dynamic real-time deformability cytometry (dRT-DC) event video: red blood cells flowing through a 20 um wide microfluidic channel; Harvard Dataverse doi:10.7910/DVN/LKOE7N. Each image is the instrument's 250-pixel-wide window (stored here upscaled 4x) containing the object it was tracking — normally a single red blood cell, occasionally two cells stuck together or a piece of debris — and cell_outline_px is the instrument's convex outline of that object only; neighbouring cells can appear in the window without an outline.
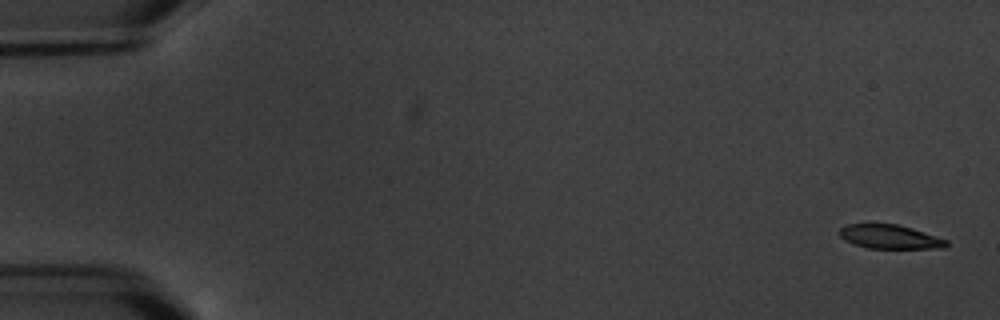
{"species": "common noctule bat (a hibernating species)", "species_latin": "Nyctalus noctula", "temperature_condition": "warm", "stored_images_in_passage": 8, "camera_frame_rate_fps": 3000, "um_per_image_px": 0.085, "animal": {"sex": "male", "body_mass_g": 20.1, "forearm_length_mm": 53.5}, "frame": {"image": 1, "passage_image": 1, "time_ms": 0.0, "image_size_px": [1000, 320], "cell_outline_px": [[948, 244], [944, 248], [868, 248], [852, 244], [844, 240], [840, 236], [840, 228], [848, 224], [896, 224], [912, 228], [948, 240]], "centroid_in_image_um": [75.63, 20.13], "position_along_channel_um": 9.4, "area_um2": 14.85}}
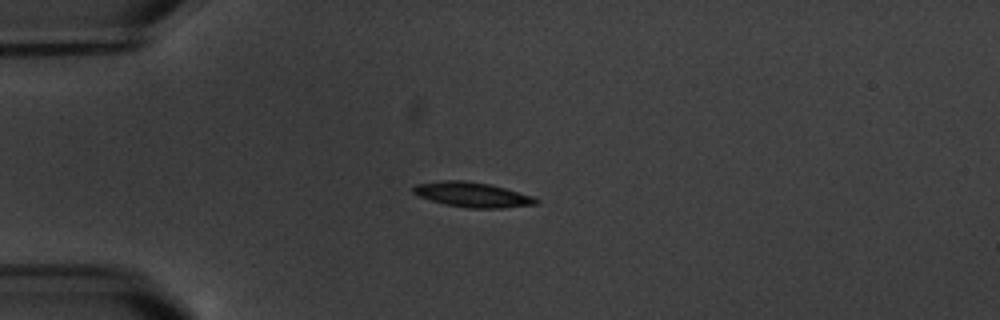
{"frame": {"image": 2, "passage_image": 5, "time_ms": 4.667, "image_size_px": [1000, 320], "cell_outline_px": [[540, 200], [536, 204], [500, 208], [468, 208], [444, 204], [420, 196], [412, 192], [412, 188], [416, 184], [440, 180], [464, 180], [488, 184], [504, 188], [532, 196]], "centroid_in_image_um": [40.12, 16.54], "position_along_channel_um": 44.9, "area_um2": 17.63}}
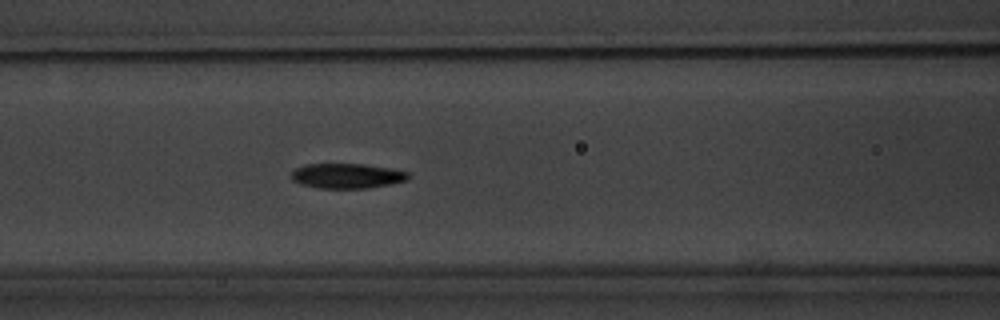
{"frame": {"image": 3, "passage_image": 8, "time_ms": 8.0, "image_size_px": [1000, 320], "cell_outline_px": [[412, 176], [408, 180], [392, 184], [368, 188], [320, 188], [300, 184], [292, 180], [292, 172], [296, 168], [304, 164], [364, 164], [392, 168], [408, 172]], "centroid_in_image_um": [29.54, 14.95], "position_along_channel_um": 137.1, "area_um2": 17.17}}